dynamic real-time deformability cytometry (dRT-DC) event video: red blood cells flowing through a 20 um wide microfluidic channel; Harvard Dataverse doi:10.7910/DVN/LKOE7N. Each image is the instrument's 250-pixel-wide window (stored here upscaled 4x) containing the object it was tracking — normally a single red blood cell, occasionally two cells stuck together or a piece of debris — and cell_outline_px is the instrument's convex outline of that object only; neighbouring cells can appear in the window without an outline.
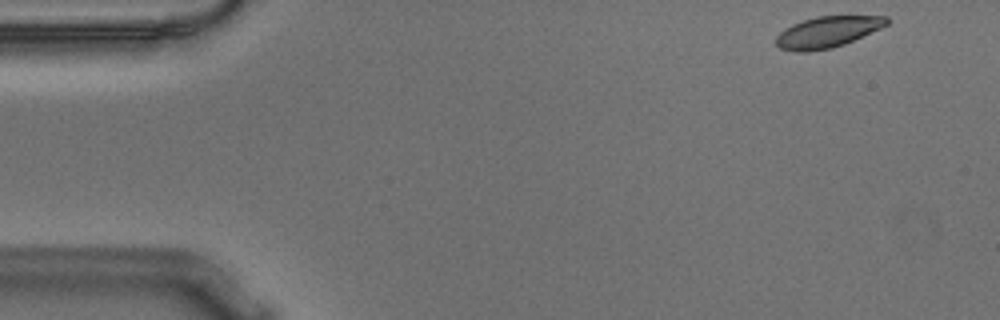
{"species": "Egyptian fruit bat (a non-hibernating species)", "species_latin": "Rousettus aegyptiacus", "temperature_condition": "warm", "stored_images_in_passage": 53, "camera_frame_rate_fps": 3000, "um_per_image_px": 0.085, "animal": {"sex": "male"}, "frame": {"image": 1, "passage_image": 1, "time_ms": 0.0, "image_size_px": [1000, 320], "cell_outline_px": [[892, 20], [888, 24], [880, 28], [844, 44], [832, 48], [808, 52], [796, 52], [780, 48], [776, 44], [776, 36], [784, 28], [792, 24], [816, 16], [888, 16]], "centroid_in_image_um": [70.33, 2.72], "position_along_channel_um": 14.7, "area_um2": 20.11}}
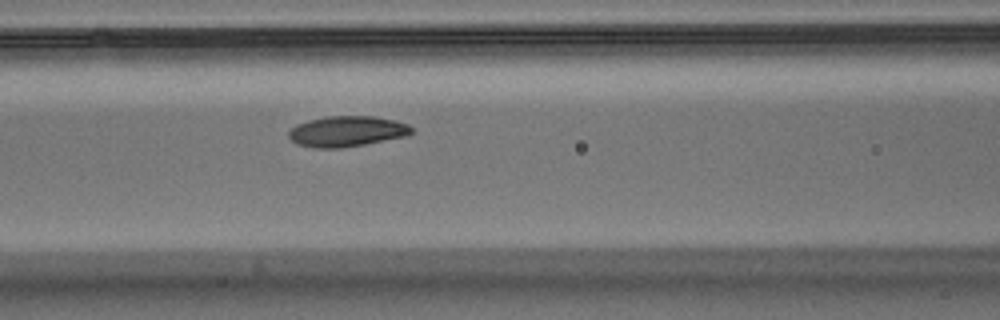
{"frame": {"image": 2, "passage_image": 20, "time_ms": 6.333, "image_size_px": [1000, 320], "cell_outline_px": [[412, 132], [408, 136], [364, 144], [340, 148], [312, 148], [296, 144], [288, 136], [288, 132], [296, 124], [308, 120], [328, 116], [372, 116], [396, 120], [408, 124], [412, 128]], "centroid_in_image_um": [29.48, 11.16], "position_along_channel_um": 137.1, "area_um2": 22.02}}
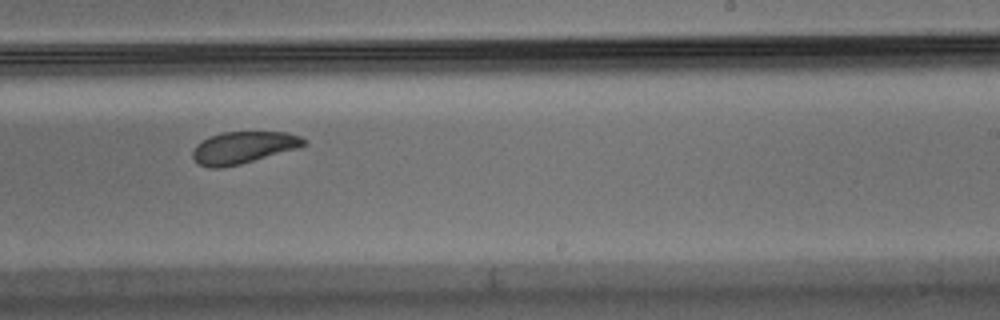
{"frame": {"image": 3, "passage_image": 31, "time_ms": 10.0, "image_size_px": [1000, 320], "cell_outline_px": [[308, 140], [300, 148], [240, 164], [220, 168], [212, 168], [200, 164], [192, 156], [192, 152], [196, 144], [208, 136], [224, 132], [288, 132], [300, 136]], "centroid_in_image_um": [20.7, 12.53], "position_along_channel_um": 268.3, "area_um2": 20.75}, "authors_computed_cell_mechanics": {"area_um2": 21.9062, "velocity_mm_per_s": 3.5828, "shape_relaxation_time_tau1_ms": 3.2107, "shape_relaxation_time_tau2_ms": 6.3991, "deformation_change_tau1": 0.1046, "deformation_change_tau2": 0.1109}}